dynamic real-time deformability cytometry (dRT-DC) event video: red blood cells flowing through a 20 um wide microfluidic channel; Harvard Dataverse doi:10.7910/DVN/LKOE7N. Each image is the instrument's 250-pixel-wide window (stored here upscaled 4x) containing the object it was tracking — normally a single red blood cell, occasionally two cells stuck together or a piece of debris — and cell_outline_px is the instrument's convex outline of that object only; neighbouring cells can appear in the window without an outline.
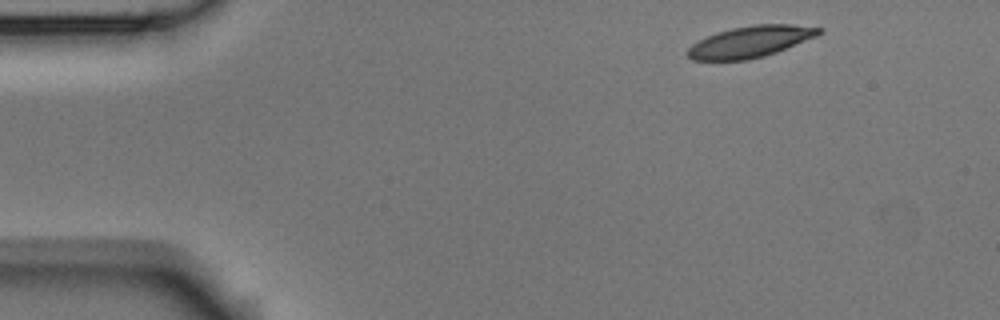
{"species": "Egyptian fruit bat (a non-hibernating species)", "species_latin": "Rousettus aegyptiacus", "temperature_condition": "room temperature", "stored_images_in_passage": 5, "camera_frame_rate_fps": 3000, "um_per_image_px": 0.085, "animal": {"sex": "male"}, "frame": {"image": 1, "passage_image": 1, "time_ms": 0.0, "image_size_px": [1000, 320], "cell_outline_px": [[824, 32], [816, 36], [776, 52], [764, 56], [748, 60], [692, 60], [688, 56], [688, 48], [692, 44], [716, 32], [732, 28], [756, 24], [792, 24], [824, 28]], "centroid_in_image_um": [63.81, 3.54], "position_along_channel_um": 21.2, "area_um2": 23.87}}
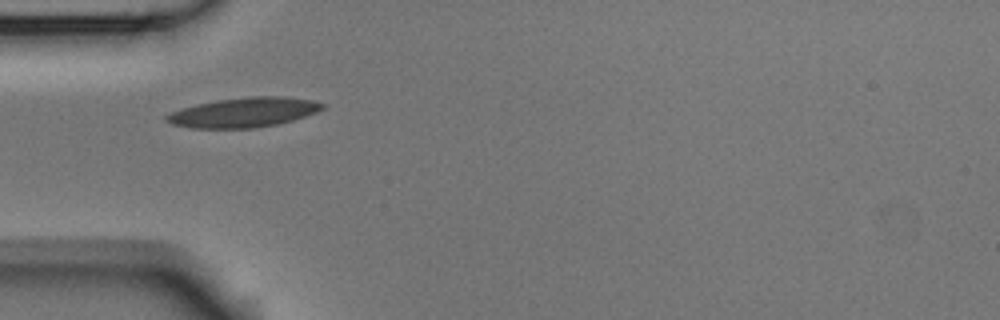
{"frame": {"image": 2, "passage_image": 4, "time_ms": 1.0, "image_size_px": [1000, 320], "cell_outline_px": [[324, 108], [316, 112], [292, 120], [276, 124], [252, 128], [192, 128], [172, 124], [164, 120], [164, 116], [180, 108], [196, 104], [216, 100], [248, 96], [284, 96], [312, 100], [324, 104]], "centroid_in_image_um": [20.68, 9.54], "position_along_channel_um": 64.3, "area_um2": 26.93}}
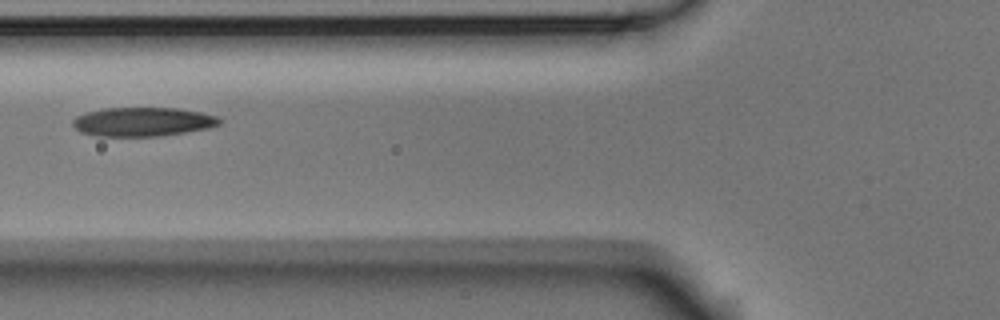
{"frame": {"image": 3, "passage_image": 5, "time_ms": 1.333, "image_size_px": [1000, 320], "cell_outline_px": [[220, 124], [208, 128], [160, 136], [96, 136], [80, 132], [72, 124], [72, 120], [76, 116], [88, 112], [104, 108], [176, 108], [200, 112], [220, 116]], "centroid_in_image_um": [12.13, 10.35], "position_along_channel_um": 113.7, "area_um2": 24.74}}